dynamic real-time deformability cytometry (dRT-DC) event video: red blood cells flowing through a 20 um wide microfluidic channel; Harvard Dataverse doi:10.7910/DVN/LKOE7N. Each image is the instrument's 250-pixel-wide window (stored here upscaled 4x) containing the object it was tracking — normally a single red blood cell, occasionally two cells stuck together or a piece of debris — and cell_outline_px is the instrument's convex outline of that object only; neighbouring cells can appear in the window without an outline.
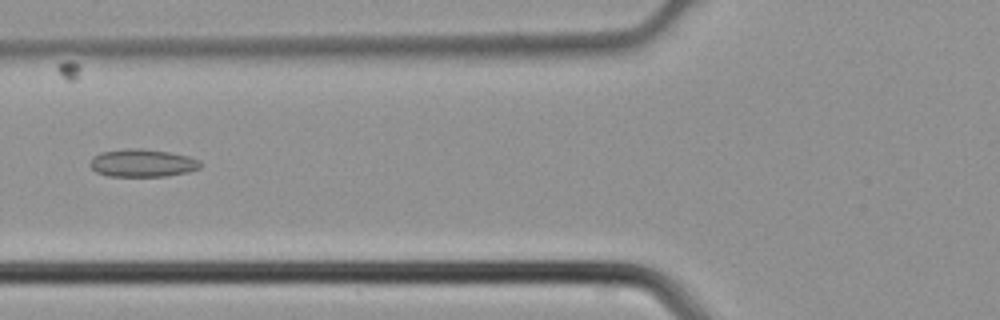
{"species": "common noctule bat (a hibernating species)", "species_latin": "Nyctalus noctula", "temperature_condition": "cold", "stored_images_in_passage": 45, "camera_frame_rate_fps": 3000, "um_per_image_px": 0.085, "animal": {"sex": "male", "body_mass_g": 21.5, "forearm_length_mm": 52.0}, "frame": {"image": 1, "passage_image": 17, "time_ms": 5.333, "image_size_px": [1000, 320], "cell_outline_px": [[200, 168], [188, 172], [164, 176], [108, 176], [96, 172], [88, 164], [92, 156], [100, 152], [136, 148], [140, 148], [168, 152], [188, 156], [200, 160]], "centroid_in_image_um": [12.07, 13.86], "position_along_channel_um": 113.7, "area_um2": 17.8}}
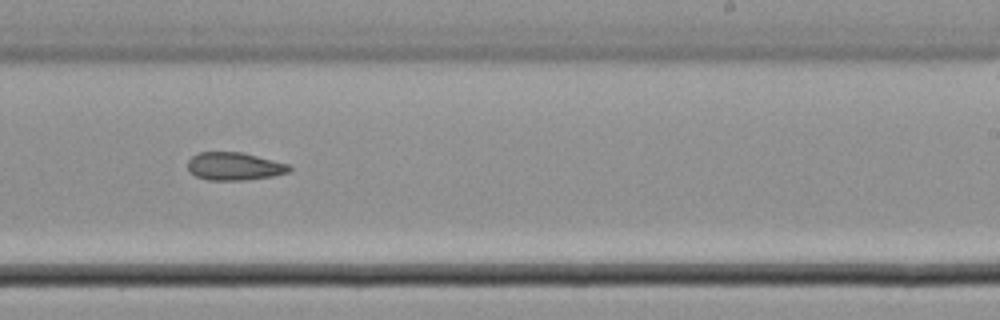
{"frame": {"image": 2, "passage_image": 27, "time_ms": 8.667, "image_size_px": [1000, 320], "cell_outline_px": [[292, 172], [272, 176], [244, 180], [208, 180], [196, 176], [188, 172], [188, 160], [192, 156], [200, 152], [240, 152], [288, 164], [292, 168]], "centroid_in_image_um": [19.91, 14.14], "position_along_channel_um": 269.1, "area_um2": 16.47}}
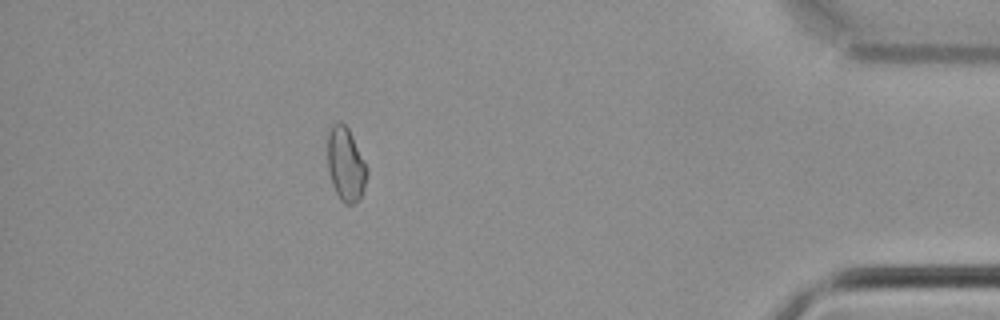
{"frame": {"image": 3, "passage_image": 39, "time_ms": 12.667, "image_size_px": [1000, 320], "cell_outline_px": [[368, 172], [364, 188], [360, 196], [352, 204], [344, 204], [340, 200], [332, 184], [328, 172], [328, 132], [332, 124], [336, 120], [344, 124], [348, 128], [368, 168]], "centroid_in_image_um": [29.38, 13.95], "position_along_channel_um": 405.8, "area_um2": 16.88}}